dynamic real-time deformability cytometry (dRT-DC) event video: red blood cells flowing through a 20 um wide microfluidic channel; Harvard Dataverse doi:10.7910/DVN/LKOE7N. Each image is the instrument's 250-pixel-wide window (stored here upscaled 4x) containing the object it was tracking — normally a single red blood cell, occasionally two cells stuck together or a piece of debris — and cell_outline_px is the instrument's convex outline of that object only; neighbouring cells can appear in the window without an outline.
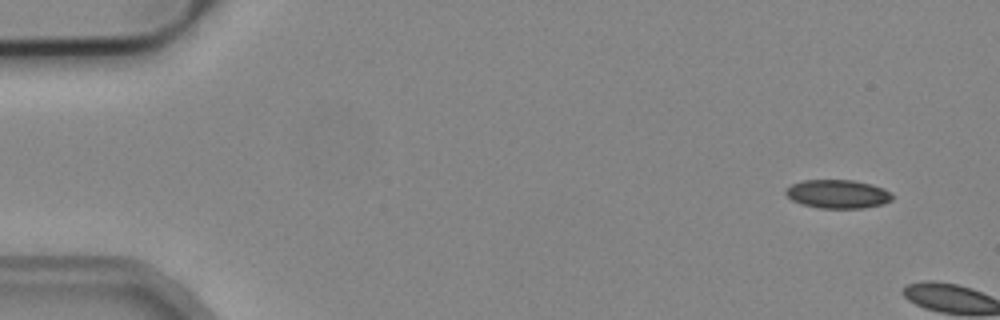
{"species": "common noctule bat (a hibernating species)", "species_latin": "Nyctalus noctula", "temperature_condition": "cold", "stored_images_in_passage": 2, "camera_frame_rate_fps": 3000, "um_per_image_px": 0.085, "animal": {"sex": "male", "body_mass_g": 19.2, "forearm_length_mm": 51.8}, "frame": {"image": 1, "passage_image": 1, "time_ms": 0.0, "image_size_px": [1000, 320], "cell_outline_px": [[892, 200], [884, 204], [864, 208], [820, 208], [800, 204], [792, 200], [784, 192], [784, 188], [792, 184], [804, 180], [852, 180], [872, 184], [884, 188], [892, 196]], "centroid_in_image_um": [71.19, 16.49], "position_along_channel_um": 13.8, "area_um2": 17.86}}